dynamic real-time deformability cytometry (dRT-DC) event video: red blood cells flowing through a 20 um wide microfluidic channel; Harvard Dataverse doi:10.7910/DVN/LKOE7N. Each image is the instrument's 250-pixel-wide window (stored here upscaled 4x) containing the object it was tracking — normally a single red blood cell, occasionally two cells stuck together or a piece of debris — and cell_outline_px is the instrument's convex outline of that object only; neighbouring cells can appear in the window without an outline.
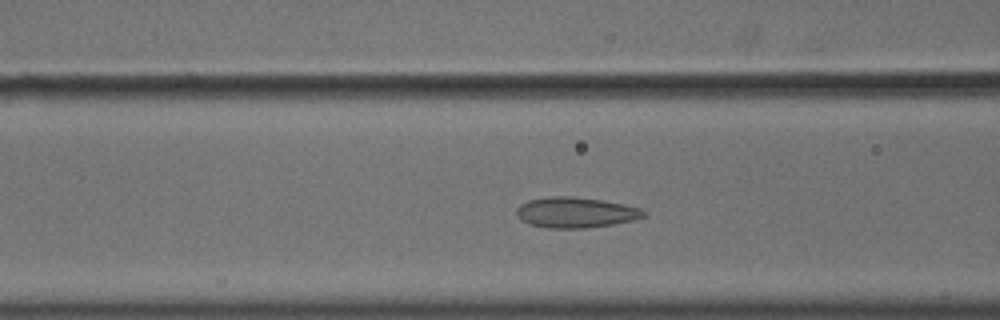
{"species": "common noctule bat (a hibernating species)", "species_latin": "Nyctalus noctula", "temperature_condition": "cold", "stored_images_in_passage": 50, "camera_frame_rate_fps": 3000, "um_per_image_px": 0.085, "animal": {"sex": "male", "body_mass_g": 18.8}, "frame": {"image": 1, "passage_image": 17, "time_ms": 5.333, "image_size_px": [1000, 320], "cell_outline_px": [[648, 212], [644, 216], [632, 220], [612, 224], [588, 228], [548, 228], [528, 224], [520, 220], [516, 212], [516, 208], [520, 204], [528, 200], [548, 196], [568, 196], [600, 200], [624, 204], [640, 208]], "centroid_in_image_um": [48.89, 18.06], "position_along_channel_um": 117.7, "area_um2": 22.66}}
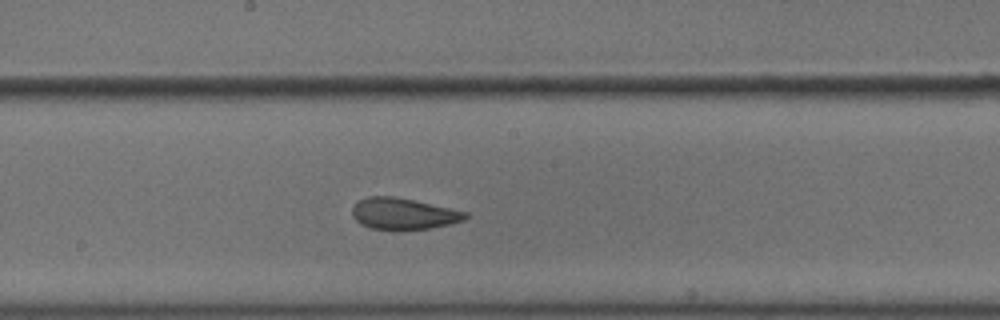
{"frame": {"image": 2, "passage_image": 25, "time_ms": 8.0, "image_size_px": [1000, 320], "cell_outline_px": [[468, 216], [464, 220], [432, 228], [404, 232], [392, 232], [368, 228], [360, 224], [352, 216], [352, 204], [356, 200], [368, 196], [392, 196], [412, 200], [468, 212]], "centroid_in_image_um": [34.21, 18.21], "position_along_channel_um": 214.0, "area_um2": 21.44}}
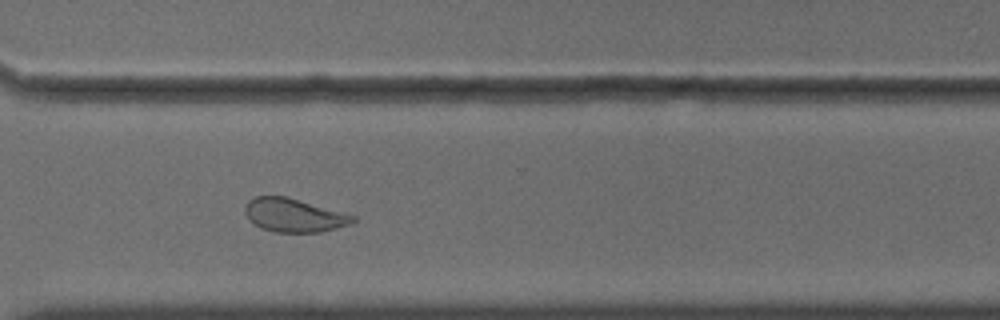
{"frame": {"image": 3, "passage_image": 36, "time_ms": 11.667, "image_size_px": [1000, 320], "cell_outline_px": [[356, 220], [348, 224], [336, 228], [320, 232], [272, 232], [260, 228], [248, 220], [244, 212], [244, 208], [248, 200], [256, 196], [288, 196], [356, 216]], "centroid_in_image_um": [24.93, 18.29], "position_along_channel_um": 345.7, "area_um2": 21.21}, "authors_computed_cell_mechanics": {"area_um2": 23.0044, "velocity_mm_per_s": 3.5986, "shape_relaxation_time_tau1_ms": 6.5814, "shape_relaxation_time_tau2_ms": 1.2013, "deformation_change_tau1": 0.1141, "deformation_change_tau2": 0.0671}}